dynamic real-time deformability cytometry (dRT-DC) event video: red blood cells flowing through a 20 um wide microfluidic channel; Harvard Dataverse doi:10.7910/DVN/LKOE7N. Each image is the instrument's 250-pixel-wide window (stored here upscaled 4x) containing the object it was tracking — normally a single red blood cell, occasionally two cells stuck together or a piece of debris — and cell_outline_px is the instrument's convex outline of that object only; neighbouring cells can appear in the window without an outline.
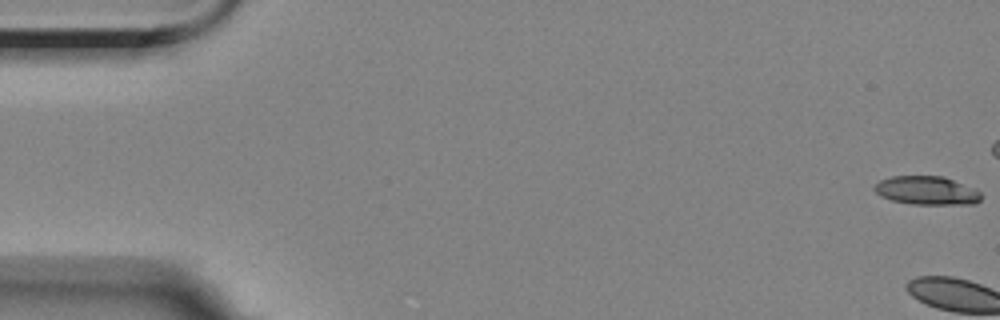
{"species": "Egyptian fruit bat (a non-hibernating species)", "species_latin": "Rousettus aegyptiacus", "temperature_condition": "room temperature", "stored_images_in_passage": 4, "camera_frame_rate_fps": 3000, "um_per_image_px": 0.085, "animal": {"sex": "female"}, "frame": {"image": 1, "passage_image": 1, "time_ms": 0.0, "image_size_px": [1000, 320], "cell_outline_px": [[980, 200], [976, 204], [912, 204], [892, 200], [880, 196], [872, 188], [880, 180], [892, 176], [944, 176], [976, 188], [980, 192]], "centroid_in_image_um": [78.79, 16.19], "position_along_channel_um": 6.2, "area_um2": 17.86}}